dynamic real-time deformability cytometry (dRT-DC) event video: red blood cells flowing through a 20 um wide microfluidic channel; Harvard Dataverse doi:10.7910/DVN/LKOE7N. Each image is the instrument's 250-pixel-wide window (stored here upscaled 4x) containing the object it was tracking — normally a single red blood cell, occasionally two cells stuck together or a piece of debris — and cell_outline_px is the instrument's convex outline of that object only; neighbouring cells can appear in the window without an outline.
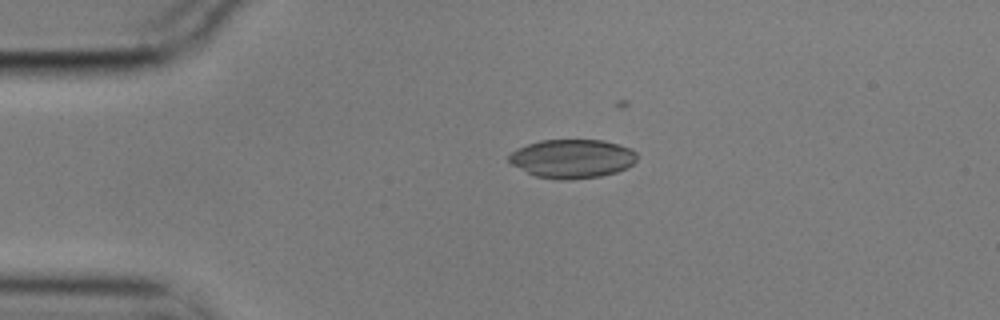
{"species": "common noctule bat (a hibernating species)", "species_latin": "Nyctalus noctula", "temperature_condition": "cold", "stored_images_in_passage": 9, "camera_frame_rate_fps": 3000, "um_per_image_px": 0.085, "animal": {"sex": "male", "body_mass_g": 17.9}, "frame": {"image": 1, "passage_image": 1, "time_ms": 0.0, "image_size_px": [1000, 320], "cell_outline_px": [[636, 160], [628, 168], [616, 172], [600, 176], [572, 180], [556, 180], [536, 176], [512, 164], [508, 160], [508, 156], [516, 148], [540, 140], [604, 140], [620, 144], [632, 148], [636, 152]], "centroid_in_image_um": [48.66, 13.48], "position_along_channel_um": 36.3, "area_um2": 29.13}}
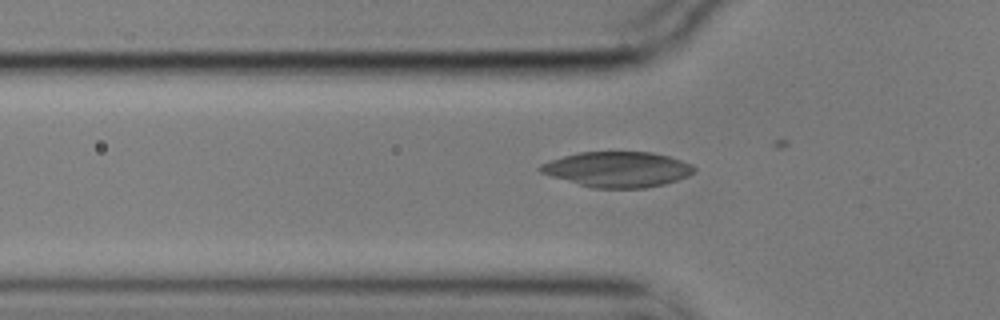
{"frame": {"image": 2, "passage_image": 7, "time_ms": 2.0, "image_size_px": [1000, 320], "cell_outline_px": [[696, 172], [688, 176], [664, 184], [644, 188], [592, 188], [552, 176], [540, 172], [536, 168], [540, 164], [564, 156], [580, 152], [652, 152], [668, 156], [692, 164], [696, 168]], "centroid_in_image_um": [52.51, 14.4], "position_along_channel_um": 73.3, "area_um2": 31.62}}